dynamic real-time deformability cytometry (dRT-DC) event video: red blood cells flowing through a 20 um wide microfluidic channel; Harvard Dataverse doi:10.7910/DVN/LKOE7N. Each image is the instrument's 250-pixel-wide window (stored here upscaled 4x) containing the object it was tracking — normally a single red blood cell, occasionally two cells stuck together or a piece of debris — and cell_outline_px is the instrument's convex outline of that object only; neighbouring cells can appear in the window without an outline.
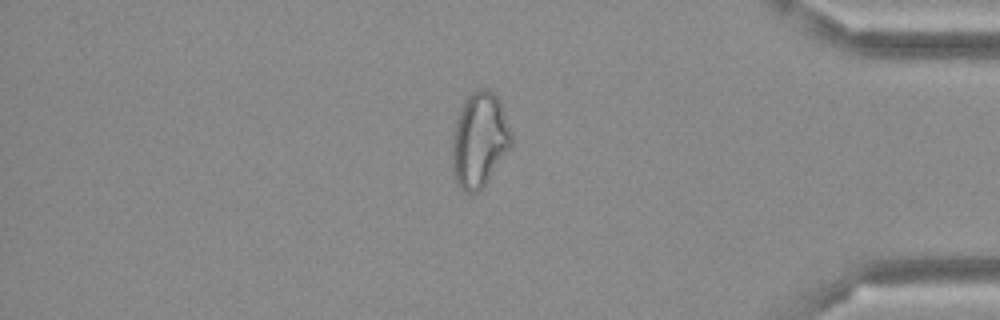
{"species": "Egyptian fruit bat (a non-hibernating species)", "species_latin": "Rousettus aegyptiacus", "temperature_condition": "cold", "stored_images_in_passage": 48, "camera_frame_rate_fps": 3000, "um_per_image_px": 0.085, "frame": {"image": 1, "passage_image": 41, "time_ms": 13.333, "image_size_px": [1000, 320], "cell_outline_px": [[512, 148], [484, 184], [476, 192], [464, 192], [460, 188], [452, 176], [452, 136], [456, 120], [460, 108], [464, 100], [472, 92], [484, 88], [492, 92], [496, 96], [500, 104], [512, 136]], "centroid_in_image_um": [40.72, 11.92], "position_along_channel_um": 394.5, "area_um2": 32.54}}